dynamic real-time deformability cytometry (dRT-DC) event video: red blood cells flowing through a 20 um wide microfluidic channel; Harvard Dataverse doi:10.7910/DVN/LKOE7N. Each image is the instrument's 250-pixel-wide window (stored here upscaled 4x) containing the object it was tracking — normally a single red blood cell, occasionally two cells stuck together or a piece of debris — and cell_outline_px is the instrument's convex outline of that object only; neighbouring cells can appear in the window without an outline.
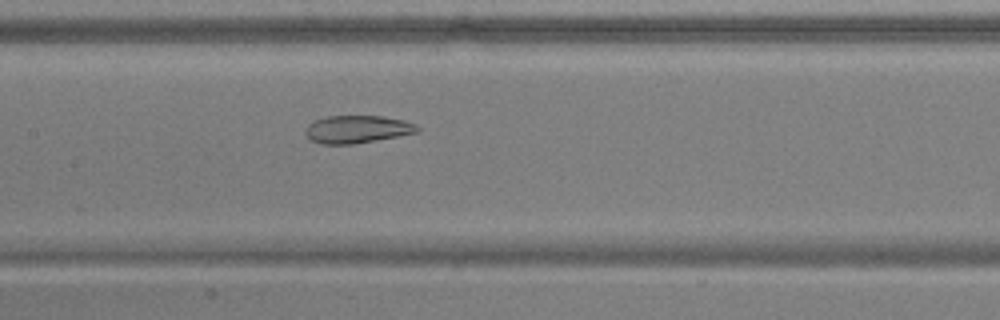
{"species": "common noctule bat (a hibernating species)", "species_latin": "Nyctalus noctula", "temperature_condition": "warm", "stored_images_in_passage": 53, "camera_frame_rate_fps": 3000, "um_per_image_px": 0.085, "animal": {"sex": "male", "body_mass_g": 17.9, "forearm_length_mm": 54.2}, "frame": {"image": 1, "passage_image": 26, "time_ms": 8.333, "image_size_px": [1000, 320], "cell_outline_px": [[420, 132], [352, 144], [320, 144], [312, 140], [304, 132], [308, 124], [324, 116], [384, 116], [404, 120], [416, 124], [420, 128]], "centroid_in_image_um": [30.38, 10.98], "position_along_channel_um": 177.0, "area_um2": 18.03}}
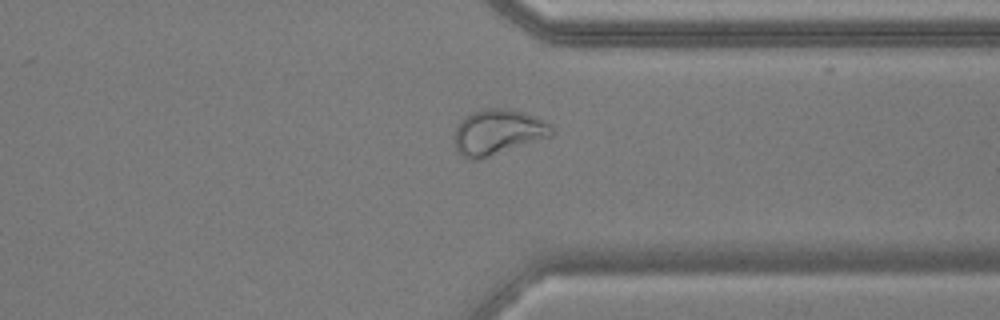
{"frame": {"image": 2, "passage_image": 41, "time_ms": 13.333, "image_size_px": [1000, 320], "cell_outline_px": [[556, 132], [552, 136], [480, 160], [472, 160], [464, 156], [456, 148], [456, 128], [460, 120], [464, 116], [472, 112], [484, 108], [508, 108], [524, 112], [536, 116], [548, 124]], "centroid_in_image_um": [42.35, 11.22], "position_along_channel_um": 369.1, "area_um2": 25.78}}
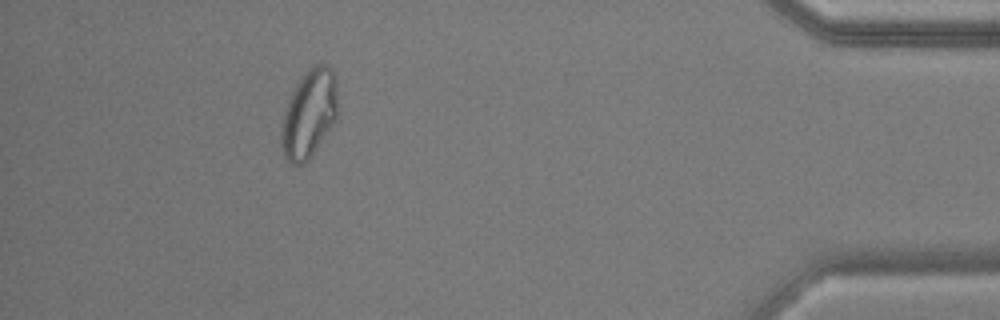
{"frame": {"image": 3, "passage_image": 48, "time_ms": 15.667, "image_size_px": [1000, 320], "cell_outline_px": [[336, 120], [308, 160], [304, 164], [292, 164], [288, 160], [280, 144], [280, 132], [284, 112], [288, 100], [296, 84], [304, 72], [308, 68], [320, 60], [332, 68], [336, 80]], "centroid_in_image_um": [26.26, 9.62], "position_along_channel_um": 408.9, "area_um2": 29.02}, "authors_computed_cell_mechanics": {"area_um2": 26.299, "velocity_mm_per_s": 3.8526, "shape_relaxation_time_tau1_ms": null, "shape_relaxation_time_tau2_ms": 2.0252, "deformation_change_tau1": null, "deformation_change_tau2": 0.0911}}